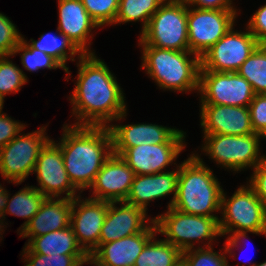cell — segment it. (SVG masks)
Listing matches in <instances>:
<instances>
[{"mask_svg":"<svg viewBox=\"0 0 266 266\" xmlns=\"http://www.w3.org/2000/svg\"><path fill=\"white\" fill-rule=\"evenodd\" d=\"M200 104L248 107L254 98L251 84L237 72L200 71Z\"/></svg>","mask_w":266,"mask_h":266,"instance_id":"7c38bea8","label":"cell"},{"mask_svg":"<svg viewBox=\"0 0 266 266\" xmlns=\"http://www.w3.org/2000/svg\"><path fill=\"white\" fill-rule=\"evenodd\" d=\"M200 125L204 134L248 135L253 127L248 107L201 104Z\"/></svg>","mask_w":266,"mask_h":266,"instance_id":"ac0fdd59","label":"cell"},{"mask_svg":"<svg viewBox=\"0 0 266 266\" xmlns=\"http://www.w3.org/2000/svg\"><path fill=\"white\" fill-rule=\"evenodd\" d=\"M87 13L98 27L114 25L120 0H81Z\"/></svg>","mask_w":266,"mask_h":266,"instance_id":"836d02e7","label":"cell"},{"mask_svg":"<svg viewBox=\"0 0 266 266\" xmlns=\"http://www.w3.org/2000/svg\"><path fill=\"white\" fill-rule=\"evenodd\" d=\"M219 251L216 252L213 246L190 248L182 251V259L188 266H229L224 245Z\"/></svg>","mask_w":266,"mask_h":266,"instance_id":"d6a6232c","label":"cell"},{"mask_svg":"<svg viewBox=\"0 0 266 266\" xmlns=\"http://www.w3.org/2000/svg\"><path fill=\"white\" fill-rule=\"evenodd\" d=\"M3 186V187H2ZM8 191L4 188V184H0V218L3 217L7 203Z\"/></svg>","mask_w":266,"mask_h":266,"instance_id":"b9f144b4","label":"cell"},{"mask_svg":"<svg viewBox=\"0 0 266 266\" xmlns=\"http://www.w3.org/2000/svg\"><path fill=\"white\" fill-rule=\"evenodd\" d=\"M47 125L20 133L0 148V175L7 183L20 185L33 173L41 149L50 140Z\"/></svg>","mask_w":266,"mask_h":266,"instance_id":"9c48e42d","label":"cell"},{"mask_svg":"<svg viewBox=\"0 0 266 266\" xmlns=\"http://www.w3.org/2000/svg\"><path fill=\"white\" fill-rule=\"evenodd\" d=\"M25 126L26 124L12 119L8 114L0 113V148L18 136L26 128Z\"/></svg>","mask_w":266,"mask_h":266,"instance_id":"8d00e7d4","label":"cell"},{"mask_svg":"<svg viewBox=\"0 0 266 266\" xmlns=\"http://www.w3.org/2000/svg\"><path fill=\"white\" fill-rule=\"evenodd\" d=\"M184 148L186 143L141 144L126 149L120 156L136 175L155 174L169 171L166 167L173 163L178 165L175 161Z\"/></svg>","mask_w":266,"mask_h":266,"instance_id":"d6986e66","label":"cell"},{"mask_svg":"<svg viewBox=\"0 0 266 266\" xmlns=\"http://www.w3.org/2000/svg\"><path fill=\"white\" fill-rule=\"evenodd\" d=\"M5 223V224H4ZM6 225H8V223H6L5 222V219L3 218V217H1L0 218V238H1V240H2V238H3V235L2 234H4V229H5V227L7 228V226ZM2 236V237H1ZM1 240H0V242H1Z\"/></svg>","mask_w":266,"mask_h":266,"instance_id":"7bdbcfd3","label":"cell"},{"mask_svg":"<svg viewBox=\"0 0 266 266\" xmlns=\"http://www.w3.org/2000/svg\"><path fill=\"white\" fill-rule=\"evenodd\" d=\"M187 16L185 0H166L140 33L138 45L189 51Z\"/></svg>","mask_w":266,"mask_h":266,"instance_id":"8992f818","label":"cell"},{"mask_svg":"<svg viewBox=\"0 0 266 266\" xmlns=\"http://www.w3.org/2000/svg\"><path fill=\"white\" fill-rule=\"evenodd\" d=\"M238 266H266V261H264L263 263H249V264H246V263H243L242 265H239V263H238Z\"/></svg>","mask_w":266,"mask_h":266,"instance_id":"f6af8a7d","label":"cell"},{"mask_svg":"<svg viewBox=\"0 0 266 266\" xmlns=\"http://www.w3.org/2000/svg\"><path fill=\"white\" fill-rule=\"evenodd\" d=\"M231 29L200 58V71L237 72L242 63L260 45L254 35L244 28ZM235 30V31H234Z\"/></svg>","mask_w":266,"mask_h":266,"instance_id":"8fae6325","label":"cell"},{"mask_svg":"<svg viewBox=\"0 0 266 266\" xmlns=\"http://www.w3.org/2000/svg\"><path fill=\"white\" fill-rule=\"evenodd\" d=\"M219 218L186 214L170 207L155 216L154 221L158 235H164L166 241L184 251L195 248V243L199 248L213 246L216 238L222 237Z\"/></svg>","mask_w":266,"mask_h":266,"instance_id":"5b68a950","label":"cell"},{"mask_svg":"<svg viewBox=\"0 0 266 266\" xmlns=\"http://www.w3.org/2000/svg\"><path fill=\"white\" fill-rule=\"evenodd\" d=\"M248 233L266 236V233L246 232V231H244V232H236L231 237H226V240L223 243V245H224V248H225L226 253L227 254L229 253L228 254L229 258H231V257H232V259L233 258H236L235 250L238 249V248H240L239 245H241V242L244 243L245 240L247 238H249L247 236ZM250 259L247 260V261L248 262H251Z\"/></svg>","mask_w":266,"mask_h":266,"instance_id":"60d3db41","label":"cell"},{"mask_svg":"<svg viewBox=\"0 0 266 266\" xmlns=\"http://www.w3.org/2000/svg\"><path fill=\"white\" fill-rule=\"evenodd\" d=\"M156 235L144 246L134 266H175L182 258L179 248Z\"/></svg>","mask_w":266,"mask_h":266,"instance_id":"4316f807","label":"cell"},{"mask_svg":"<svg viewBox=\"0 0 266 266\" xmlns=\"http://www.w3.org/2000/svg\"><path fill=\"white\" fill-rule=\"evenodd\" d=\"M3 104H4V99L0 96V113L3 112V111H2L3 108H4V107H3V106H4Z\"/></svg>","mask_w":266,"mask_h":266,"instance_id":"7dc6e473","label":"cell"},{"mask_svg":"<svg viewBox=\"0 0 266 266\" xmlns=\"http://www.w3.org/2000/svg\"><path fill=\"white\" fill-rule=\"evenodd\" d=\"M84 264H90L91 266H100L98 263H96L95 261H93L90 257H88L87 259L81 261L78 266H83Z\"/></svg>","mask_w":266,"mask_h":266,"instance_id":"ee69618b","label":"cell"},{"mask_svg":"<svg viewBox=\"0 0 266 266\" xmlns=\"http://www.w3.org/2000/svg\"><path fill=\"white\" fill-rule=\"evenodd\" d=\"M237 73L251 84L255 94H266V44H260Z\"/></svg>","mask_w":266,"mask_h":266,"instance_id":"f1b7e54d","label":"cell"},{"mask_svg":"<svg viewBox=\"0 0 266 266\" xmlns=\"http://www.w3.org/2000/svg\"><path fill=\"white\" fill-rule=\"evenodd\" d=\"M178 176L179 165H176V169L172 171L135 175L125 202L143 208L147 212L150 202L173 194L167 205V208H170L176 197Z\"/></svg>","mask_w":266,"mask_h":266,"instance_id":"7402d4cb","label":"cell"},{"mask_svg":"<svg viewBox=\"0 0 266 266\" xmlns=\"http://www.w3.org/2000/svg\"><path fill=\"white\" fill-rule=\"evenodd\" d=\"M203 135L201 151L225 171L230 169L229 171H234L233 173L236 174L248 168L253 170L266 157V154L261 155L260 139L262 138L259 133Z\"/></svg>","mask_w":266,"mask_h":266,"instance_id":"52a82bcc","label":"cell"},{"mask_svg":"<svg viewBox=\"0 0 266 266\" xmlns=\"http://www.w3.org/2000/svg\"><path fill=\"white\" fill-rule=\"evenodd\" d=\"M135 175L121 156L112 153L90 186L92 194L89 197L107 202L125 201Z\"/></svg>","mask_w":266,"mask_h":266,"instance_id":"2e32d148","label":"cell"},{"mask_svg":"<svg viewBox=\"0 0 266 266\" xmlns=\"http://www.w3.org/2000/svg\"><path fill=\"white\" fill-rule=\"evenodd\" d=\"M58 26L57 29L65 34L68 39L82 54H94L91 50L92 30L98 25L87 13L81 0H58ZM94 51V52H93Z\"/></svg>","mask_w":266,"mask_h":266,"instance_id":"ffe728a7","label":"cell"},{"mask_svg":"<svg viewBox=\"0 0 266 266\" xmlns=\"http://www.w3.org/2000/svg\"><path fill=\"white\" fill-rule=\"evenodd\" d=\"M141 47V68L158 88L187 93L199 89L200 57L191 51Z\"/></svg>","mask_w":266,"mask_h":266,"instance_id":"277c9868","label":"cell"},{"mask_svg":"<svg viewBox=\"0 0 266 266\" xmlns=\"http://www.w3.org/2000/svg\"><path fill=\"white\" fill-rule=\"evenodd\" d=\"M56 142L58 141L50 139L39 153L32 173H36L39 186L34 187L45 197L73 199L81 195V192L67 175L61 148Z\"/></svg>","mask_w":266,"mask_h":266,"instance_id":"4fadbf2b","label":"cell"},{"mask_svg":"<svg viewBox=\"0 0 266 266\" xmlns=\"http://www.w3.org/2000/svg\"><path fill=\"white\" fill-rule=\"evenodd\" d=\"M248 108L253 131L261 134L266 129V94H255Z\"/></svg>","mask_w":266,"mask_h":266,"instance_id":"d590c367","label":"cell"},{"mask_svg":"<svg viewBox=\"0 0 266 266\" xmlns=\"http://www.w3.org/2000/svg\"><path fill=\"white\" fill-rule=\"evenodd\" d=\"M108 206L107 201L84 198L81 195L72 200L70 226L79 245L89 256L99 245Z\"/></svg>","mask_w":266,"mask_h":266,"instance_id":"9a60e30c","label":"cell"},{"mask_svg":"<svg viewBox=\"0 0 266 266\" xmlns=\"http://www.w3.org/2000/svg\"><path fill=\"white\" fill-rule=\"evenodd\" d=\"M175 266H188L186 262L181 258Z\"/></svg>","mask_w":266,"mask_h":266,"instance_id":"bcb514c9","label":"cell"},{"mask_svg":"<svg viewBox=\"0 0 266 266\" xmlns=\"http://www.w3.org/2000/svg\"><path fill=\"white\" fill-rule=\"evenodd\" d=\"M12 56L0 57V96L5 99L6 95L18 93L28 82V77L19 66L10 60Z\"/></svg>","mask_w":266,"mask_h":266,"instance_id":"4dcf8cb0","label":"cell"},{"mask_svg":"<svg viewBox=\"0 0 266 266\" xmlns=\"http://www.w3.org/2000/svg\"><path fill=\"white\" fill-rule=\"evenodd\" d=\"M188 6L200 9L238 10L233 0H185Z\"/></svg>","mask_w":266,"mask_h":266,"instance_id":"ab89813d","label":"cell"},{"mask_svg":"<svg viewBox=\"0 0 266 266\" xmlns=\"http://www.w3.org/2000/svg\"><path fill=\"white\" fill-rule=\"evenodd\" d=\"M77 80L69 95L74 126H109L127 116L123 88L104 60L83 54L77 61Z\"/></svg>","mask_w":266,"mask_h":266,"instance_id":"6da1fadb","label":"cell"},{"mask_svg":"<svg viewBox=\"0 0 266 266\" xmlns=\"http://www.w3.org/2000/svg\"><path fill=\"white\" fill-rule=\"evenodd\" d=\"M10 196L11 194L8 191L3 218L6 219V214H9L26 219V221L17 230V233H19L39 211V208L46 197L37 188H35L34 185L24 186L11 198Z\"/></svg>","mask_w":266,"mask_h":266,"instance_id":"484cf974","label":"cell"},{"mask_svg":"<svg viewBox=\"0 0 266 266\" xmlns=\"http://www.w3.org/2000/svg\"><path fill=\"white\" fill-rule=\"evenodd\" d=\"M72 200L46 197L39 211L19 232V237L27 238L25 245L33 238L70 226Z\"/></svg>","mask_w":266,"mask_h":266,"instance_id":"603a6c76","label":"cell"},{"mask_svg":"<svg viewBox=\"0 0 266 266\" xmlns=\"http://www.w3.org/2000/svg\"><path fill=\"white\" fill-rule=\"evenodd\" d=\"M61 148L65 169L72 184L81 192L90 188L97 173L113 153L108 126L62 127Z\"/></svg>","mask_w":266,"mask_h":266,"instance_id":"7a4b0ae2","label":"cell"},{"mask_svg":"<svg viewBox=\"0 0 266 266\" xmlns=\"http://www.w3.org/2000/svg\"><path fill=\"white\" fill-rule=\"evenodd\" d=\"M26 246L43 255L87 254L79 245L71 226L33 237Z\"/></svg>","mask_w":266,"mask_h":266,"instance_id":"cb8c5ba5","label":"cell"},{"mask_svg":"<svg viewBox=\"0 0 266 266\" xmlns=\"http://www.w3.org/2000/svg\"><path fill=\"white\" fill-rule=\"evenodd\" d=\"M113 153L121 155L126 149L141 144L185 143L186 132L152 123L117 124L108 126Z\"/></svg>","mask_w":266,"mask_h":266,"instance_id":"5bb4252c","label":"cell"},{"mask_svg":"<svg viewBox=\"0 0 266 266\" xmlns=\"http://www.w3.org/2000/svg\"><path fill=\"white\" fill-rule=\"evenodd\" d=\"M237 17L238 10L200 9L188 6L189 51L201 58L235 25Z\"/></svg>","mask_w":266,"mask_h":266,"instance_id":"30bf717a","label":"cell"},{"mask_svg":"<svg viewBox=\"0 0 266 266\" xmlns=\"http://www.w3.org/2000/svg\"><path fill=\"white\" fill-rule=\"evenodd\" d=\"M119 204V206H118ZM143 208L125 201L109 202L99 244L113 242L143 232L153 221Z\"/></svg>","mask_w":266,"mask_h":266,"instance_id":"e0dca14e","label":"cell"},{"mask_svg":"<svg viewBox=\"0 0 266 266\" xmlns=\"http://www.w3.org/2000/svg\"><path fill=\"white\" fill-rule=\"evenodd\" d=\"M260 135H261L262 139H265L266 138V129Z\"/></svg>","mask_w":266,"mask_h":266,"instance_id":"c3c4849f","label":"cell"},{"mask_svg":"<svg viewBox=\"0 0 266 266\" xmlns=\"http://www.w3.org/2000/svg\"><path fill=\"white\" fill-rule=\"evenodd\" d=\"M157 234L155 221L143 232L99 244L89 256L100 266H134L144 246Z\"/></svg>","mask_w":266,"mask_h":266,"instance_id":"44dd1931","label":"cell"},{"mask_svg":"<svg viewBox=\"0 0 266 266\" xmlns=\"http://www.w3.org/2000/svg\"><path fill=\"white\" fill-rule=\"evenodd\" d=\"M22 34L8 16L0 13V57L12 56L21 42Z\"/></svg>","mask_w":266,"mask_h":266,"instance_id":"e575fe53","label":"cell"},{"mask_svg":"<svg viewBox=\"0 0 266 266\" xmlns=\"http://www.w3.org/2000/svg\"><path fill=\"white\" fill-rule=\"evenodd\" d=\"M245 185H240L230 197L226 196L227 192L223 189L219 218L223 237L244 231L266 233V207L255 191L248 184Z\"/></svg>","mask_w":266,"mask_h":266,"instance_id":"ba28073f","label":"cell"},{"mask_svg":"<svg viewBox=\"0 0 266 266\" xmlns=\"http://www.w3.org/2000/svg\"><path fill=\"white\" fill-rule=\"evenodd\" d=\"M21 52V53H20ZM19 54L21 57V64L23 68L29 72H38L39 69L56 70L63 67L50 55L32 48L27 42L24 36H22L21 42L17 45L13 52V56Z\"/></svg>","mask_w":266,"mask_h":266,"instance_id":"f546056e","label":"cell"},{"mask_svg":"<svg viewBox=\"0 0 266 266\" xmlns=\"http://www.w3.org/2000/svg\"><path fill=\"white\" fill-rule=\"evenodd\" d=\"M248 21V30L260 44H266V4L261 5Z\"/></svg>","mask_w":266,"mask_h":266,"instance_id":"f35d334b","label":"cell"},{"mask_svg":"<svg viewBox=\"0 0 266 266\" xmlns=\"http://www.w3.org/2000/svg\"><path fill=\"white\" fill-rule=\"evenodd\" d=\"M56 30L58 32L57 34H53L52 32L46 34L44 33L41 34L38 40L31 38L30 41L26 40V42L32 48L40 50L54 58L67 73L65 79L66 81H69L71 72L69 70V67H67V60L74 62L83 54L75 47V45L68 39L65 34L61 33L58 29Z\"/></svg>","mask_w":266,"mask_h":266,"instance_id":"d4e9b609","label":"cell"},{"mask_svg":"<svg viewBox=\"0 0 266 266\" xmlns=\"http://www.w3.org/2000/svg\"><path fill=\"white\" fill-rule=\"evenodd\" d=\"M25 266H78L88 254L43 255L32 252L26 245L21 252Z\"/></svg>","mask_w":266,"mask_h":266,"instance_id":"1f68e13d","label":"cell"},{"mask_svg":"<svg viewBox=\"0 0 266 266\" xmlns=\"http://www.w3.org/2000/svg\"><path fill=\"white\" fill-rule=\"evenodd\" d=\"M166 0H120L114 25L142 22L140 33L146 28L152 15Z\"/></svg>","mask_w":266,"mask_h":266,"instance_id":"83f0119b","label":"cell"},{"mask_svg":"<svg viewBox=\"0 0 266 266\" xmlns=\"http://www.w3.org/2000/svg\"><path fill=\"white\" fill-rule=\"evenodd\" d=\"M198 153L179 163L177 192L171 207L186 214L219 217L223 187ZM215 213V214H213Z\"/></svg>","mask_w":266,"mask_h":266,"instance_id":"3957f363","label":"cell"},{"mask_svg":"<svg viewBox=\"0 0 266 266\" xmlns=\"http://www.w3.org/2000/svg\"><path fill=\"white\" fill-rule=\"evenodd\" d=\"M247 184L266 207V157L252 170Z\"/></svg>","mask_w":266,"mask_h":266,"instance_id":"74e56055","label":"cell"}]
</instances>
